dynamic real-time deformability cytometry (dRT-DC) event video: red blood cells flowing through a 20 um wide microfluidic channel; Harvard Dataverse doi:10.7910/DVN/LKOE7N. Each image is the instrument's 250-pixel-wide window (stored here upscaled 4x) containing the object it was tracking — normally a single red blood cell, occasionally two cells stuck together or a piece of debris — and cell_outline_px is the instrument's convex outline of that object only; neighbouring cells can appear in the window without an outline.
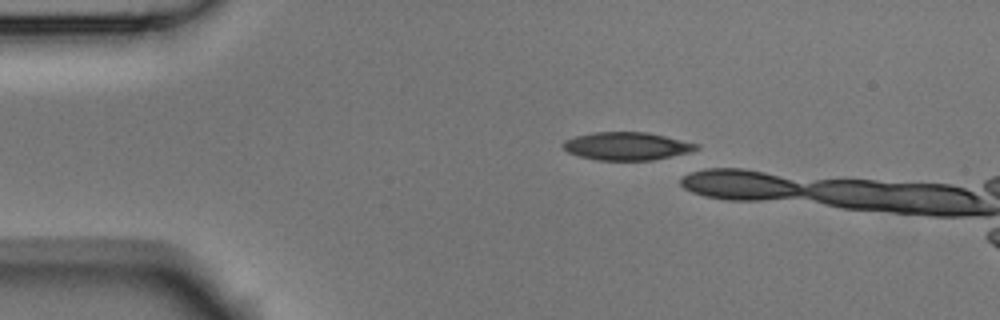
{"species": "Egyptian fruit bat (a non-hibernating species)", "species_latin": "Rousettus aegyptiacus", "temperature_condition": "room temperature", "stored_images_in_passage": 2, "camera_frame_rate_fps": 3000, "um_per_image_px": 0.085, "animal": {"sex": "male"}, "frame": {"image": 1, "passage_image": 1, "time_ms": 0.0, "image_size_px": [1000, 320], "cell_outline_px": [[700, 148], [688, 152], [652, 160], [596, 160], [580, 156], [568, 152], [564, 148], [564, 140], [576, 136], [596, 132], [644, 132], [664, 136], [700, 144]], "centroid_in_image_um": [53.28, 12.42], "position_along_channel_um": 31.7, "area_um2": 21.39}}